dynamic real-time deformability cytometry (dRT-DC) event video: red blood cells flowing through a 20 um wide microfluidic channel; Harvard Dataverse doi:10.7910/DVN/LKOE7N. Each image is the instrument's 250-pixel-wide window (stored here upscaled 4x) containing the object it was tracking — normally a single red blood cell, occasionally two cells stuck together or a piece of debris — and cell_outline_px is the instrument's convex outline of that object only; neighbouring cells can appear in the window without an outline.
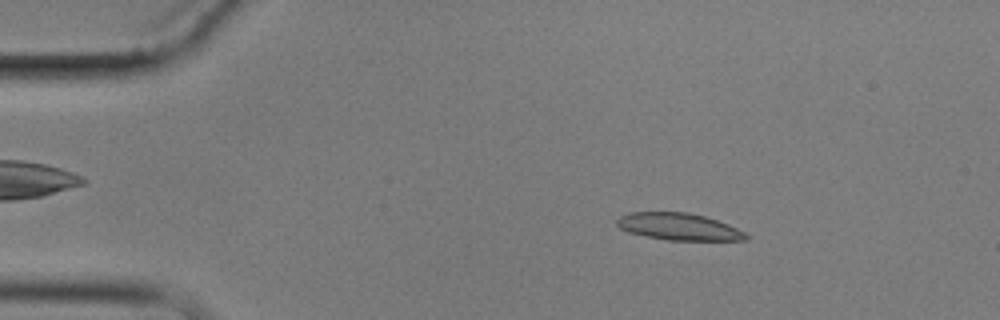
{"species": "common noctule bat (a hibernating species)", "species_latin": "Nyctalus noctula", "temperature_condition": "cold", "stored_images_in_passage": 3, "camera_frame_rate_fps": 3000, "um_per_image_px": 0.085, "animal": {"sex": "male", "body_mass_g": 17.9}, "frame": {"image": 1, "passage_image": 2, "time_ms": 1.333, "image_size_px": [1000, 320], "cell_outline_px": [[748, 240], [668, 240], [628, 232], [620, 228], [616, 224], [616, 220], [620, 216], [628, 212], [688, 212], [704, 216], [728, 224], [744, 232], [748, 236]], "centroid_in_image_um": [57.67, 19.26], "position_along_channel_um": 27.3, "area_um2": 20.17}}